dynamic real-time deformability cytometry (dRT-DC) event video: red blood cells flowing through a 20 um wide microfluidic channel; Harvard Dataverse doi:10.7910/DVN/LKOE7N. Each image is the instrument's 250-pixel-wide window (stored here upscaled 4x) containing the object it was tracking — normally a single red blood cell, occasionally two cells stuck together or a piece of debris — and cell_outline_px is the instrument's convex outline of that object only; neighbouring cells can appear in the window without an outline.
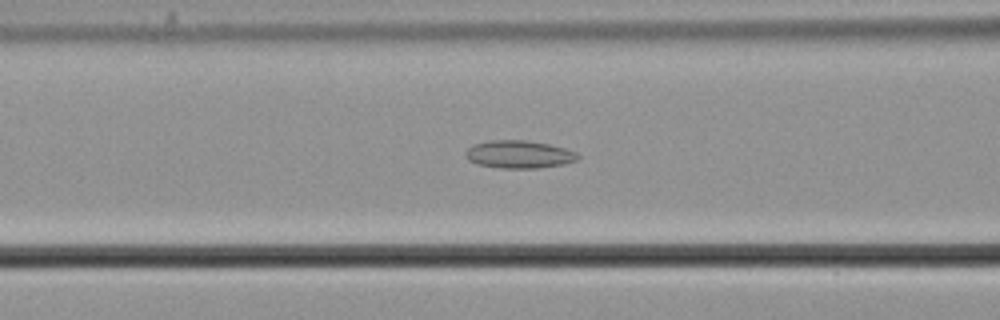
{"species": "common noctule bat (a hibernating species)", "species_latin": "Nyctalus noctula", "temperature_condition": "cold", "stored_images_in_passage": 57, "camera_frame_rate_fps": 3000, "um_per_image_px": 0.085, "animal": {"sex": "male", "body_mass_g": 21.5, "forearm_length_mm": 52.0}, "frame": {"image": 1, "passage_image": 24, "time_ms": 7.667, "image_size_px": [1000, 320], "cell_outline_px": [[580, 156], [576, 160], [564, 164], [536, 168], [500, 168], [476, 164], [468, 160], [464, 156], [464, 152], [472, 144], [492, 140], [528, 140], [548, 144], [564, 148], [576, 152]], "centroid_in_image_um": [44.07, 13.12], "position_along_channel_um": 122.5, "area_um2": 18.26}}
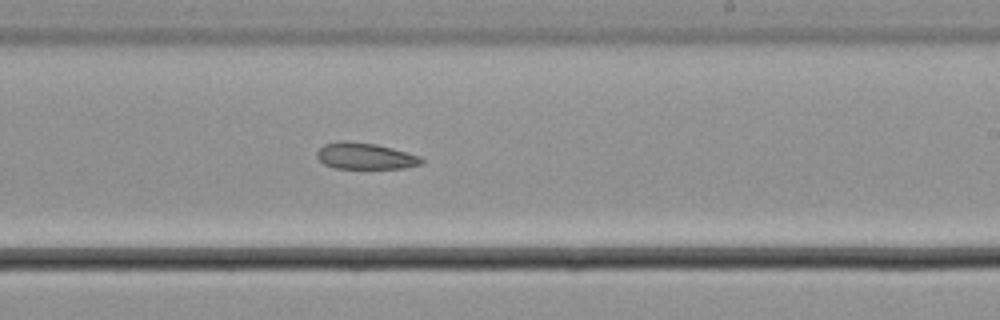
{"frame": {"image": 2, "passage_image": 35, "time_ms": 11.333, "image_size_px": [1000, 320], "cell_outline_px": [[424, 164], [404, 168], [336, 168], [324, 164], [316, 156], [316, 152], [324, 144], [376, 144], [420, 156], [424, 160]], "centroid_in_image_um": [31.12, 13.32], "position_along_channel_um": 257.9, "area_um2": 15.26}}
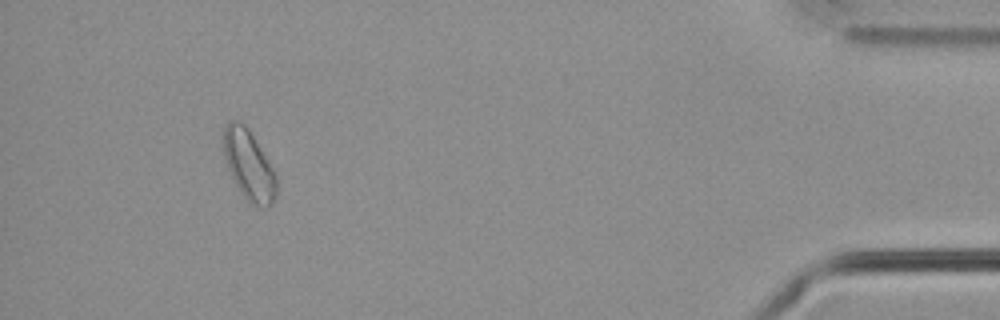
{"frame": {"image": 3, "passage_image": 53, "time_ms": 17.333, "image_size_px": [1000, 320], "cell_outline_px": [[276, 200], [268, 208], [264, 208], [248, 204], [240, 192], [228, 168], [224, 156], [224, 128], [228, 120], [240, 120], [248, 128], [276, 172]], "centroid_in_image_um": [21.18, 14.07], "position_along_channel_um": 414.0, "area_um2": 21.85}}